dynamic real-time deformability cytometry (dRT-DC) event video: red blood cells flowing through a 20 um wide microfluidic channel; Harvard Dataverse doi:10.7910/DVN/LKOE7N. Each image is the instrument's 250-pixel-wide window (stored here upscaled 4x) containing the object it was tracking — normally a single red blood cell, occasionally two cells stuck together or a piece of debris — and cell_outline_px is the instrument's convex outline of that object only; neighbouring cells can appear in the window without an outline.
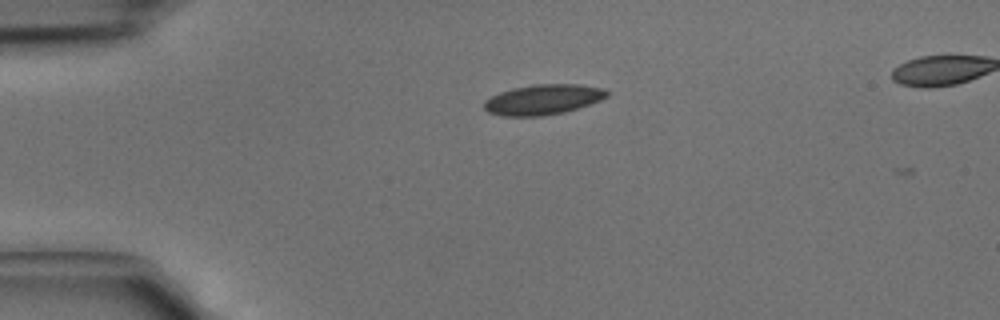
{"species": "common noctule bat (a hibernating species)", "species_latin": "Nyctalus noctula", "temperature_condition": "cold", "stored_images_in_passage": 3, "camera_frame_rate_fps": 3000, "um_per_image_px": 0.085, "animal": {"sex": "male", "body_mass_g": 15.6}, "frame": {"image": 1, "passage_image": 2, "time_ms": 0.333, "image_size_px": [1000, 320], "cell_outline_px": [[608, 96], [600, 100], [564, 112], [544, 116], [500, 116], [488, 112], [484, 108], [484, 100], [500, 92], [512, 88], [536, 84], [580, 84], [604, 88], [608, 92]], "centroid_in_image_um": [46.14, 8.46], "position_along_channel_um": 38.9, "area_um2": 21.62}}